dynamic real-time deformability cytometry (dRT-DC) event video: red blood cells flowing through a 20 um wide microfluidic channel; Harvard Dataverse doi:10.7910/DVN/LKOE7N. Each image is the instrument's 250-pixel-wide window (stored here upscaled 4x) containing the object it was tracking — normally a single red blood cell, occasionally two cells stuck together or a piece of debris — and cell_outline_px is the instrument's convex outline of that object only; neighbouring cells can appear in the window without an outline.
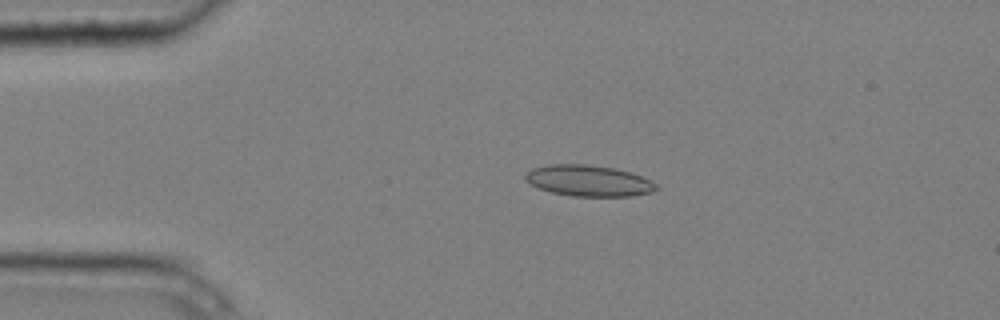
{"species": "common noctule bat (a hibernating species)", "species_latin": "Nyctalus noctula", "temperature_condition": "cold", "stored_images_in_passage": 4, "camera_frame_rate_fps": 3000, "um_per_image_px": 0.085, "animal": {"sex": "male", "body_mass_g": 20.4}, "frame": {"image": 1, "passage_image": 3, "time_ms": 0.667, "image_size_px": [1000, 320], "cell_outline_px": [[660, 188], [652, 192], [632, 196], [572, 196], [552, 192], [540, 188], [524, 180], [524, 176], [532, 168], [548, 164], [588, 164], [616, 168], [632, 172], [656, 184]], "centroid_in_image_um": [50.04, 15.35], "position_along_channel_um": 35.0, "area_um2": 23.76}}